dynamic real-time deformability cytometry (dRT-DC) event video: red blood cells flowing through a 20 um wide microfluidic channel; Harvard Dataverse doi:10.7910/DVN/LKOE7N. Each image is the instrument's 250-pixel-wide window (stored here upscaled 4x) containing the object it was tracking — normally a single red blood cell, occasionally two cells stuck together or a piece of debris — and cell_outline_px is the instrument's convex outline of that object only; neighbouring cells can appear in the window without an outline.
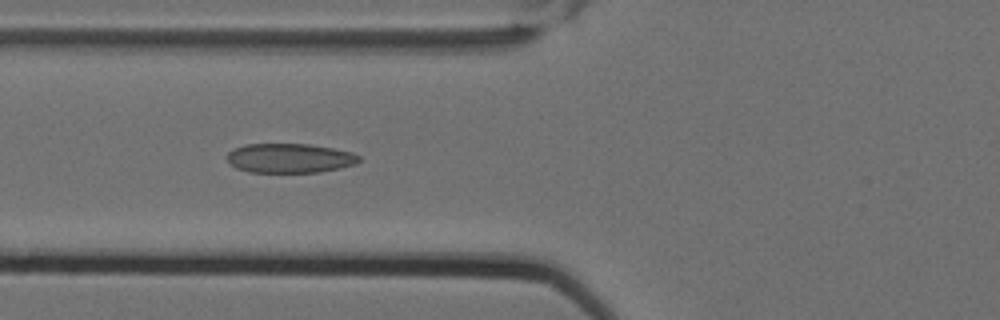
{"species": "Egyptian fruit bat (a non-hibernating species)", "species_latin": "Rousettus aegyptiacus", "temperature_condition": "cold", "stored_images_in_passage": 12, "camera_frame_rate_fps": 3000, "um_per_image_px": 0.085, "animal": {"sex": "female"}, "frame": {"image": 1, "passage_image": 8, "time_ms": 2.333, "image_size_px": [1000, 320], "cell_outline_px": [[360, 160], [356, 164], [340, 168], [320, 172], [248, 172], [236, 168], [228, 164], [224, 156], [228, 152], [244, 144], [308, 144], [332, 148], [352, 152], [360, 156]], "centroid_in_image_um": [24.58, 13.45], "position_along_channel_um": 101.2, "area_um2": 22.83}}